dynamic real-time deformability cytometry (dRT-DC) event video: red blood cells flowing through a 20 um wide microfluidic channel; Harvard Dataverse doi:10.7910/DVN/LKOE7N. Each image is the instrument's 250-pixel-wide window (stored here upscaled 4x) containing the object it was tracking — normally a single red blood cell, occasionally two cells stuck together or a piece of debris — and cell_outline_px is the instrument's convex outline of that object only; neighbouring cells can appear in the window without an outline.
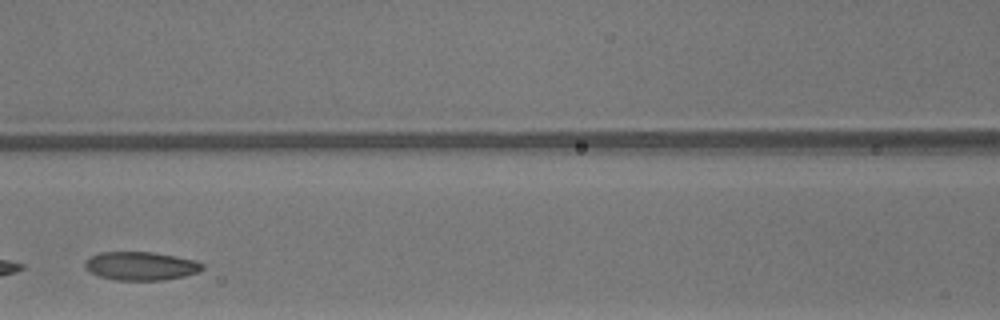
{"species": "common noctule bat (a hibernating species)", "species_latin": "Nyctalus noctula", "temperature_condition": "warm", "stored_images_in_passage": 18, "camera_frame_rate_fps": 3000, "um_per_image_px": 0.085, "animal": {"sex": "male", "body_mass_g": 13.3}, "frame": {"image": 1, "passage_image": 6, "time_ms": 1.667, "image_size_px": [1000, 320], "cell_outline_px": [[204, 268], [200, 272], [184, 276], [164, 280], [112, 280], [88, 272], [84, 268], [84, 264], [92, 256], [100, 252], [152, 252], [192, 260], [204, 264]], "centroid_in_image_um": [11.95, 22.62], "position_along_channel_um": 154.6, "area_um2": 19.42}}